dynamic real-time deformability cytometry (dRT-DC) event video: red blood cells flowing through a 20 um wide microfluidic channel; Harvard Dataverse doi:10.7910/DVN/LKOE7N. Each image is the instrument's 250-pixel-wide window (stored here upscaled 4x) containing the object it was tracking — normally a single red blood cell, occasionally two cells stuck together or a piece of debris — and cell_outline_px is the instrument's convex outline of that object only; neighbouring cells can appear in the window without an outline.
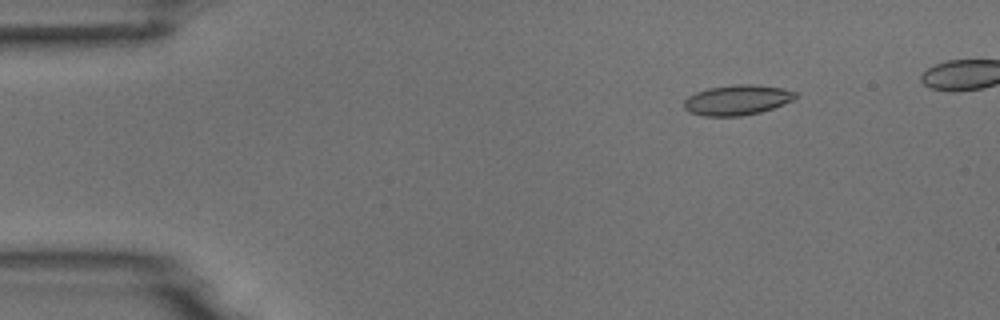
{"species": "common noctule bat (a hibernating species)", "species_latin": "Nyctalus noctula", "temperature_condition": "room temperature", "stored_images_in_passage": 6, "camera_frame_rate_fps": 3000, "um_per_image_px": 0.085, "animal": {"sex": "male", "body_mass_g": 18.8}, "frame": {"image": 1, "passage_image": 3, "time_ms": 2.0, "image_size_px": [1000, 320], "cell_outline_px": [[796, 96], [792, 100], [784, 104], [760, 112], [740, 116], [704, 116], [688, 112], [684, 108], [684, 100], [688, 96], [696, 92], [708, 88], [732, 84], [752, 84], [780, 88], [796, 92]], "centroid_in_image_um": [62.61, 8.5], "position_along_channel_um": 22.4, "area_um2": 19.54}}